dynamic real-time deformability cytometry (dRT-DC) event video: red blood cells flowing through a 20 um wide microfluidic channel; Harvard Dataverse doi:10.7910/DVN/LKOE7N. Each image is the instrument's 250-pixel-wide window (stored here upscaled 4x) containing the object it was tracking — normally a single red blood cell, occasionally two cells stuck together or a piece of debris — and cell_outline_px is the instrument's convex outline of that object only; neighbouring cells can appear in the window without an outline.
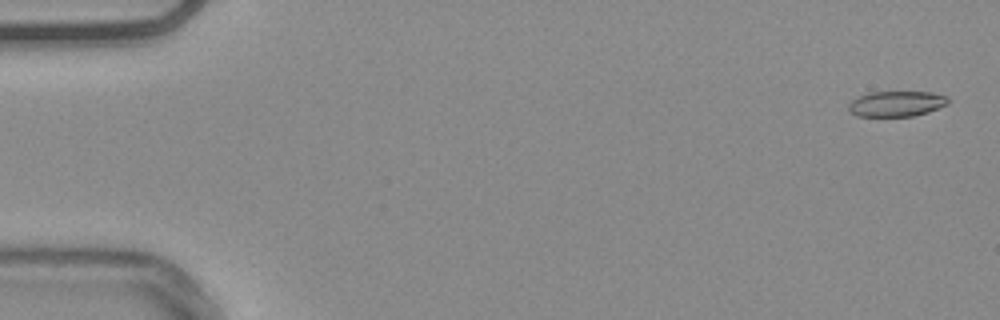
{"species": "common noctule bat (a hibernating species)", "species_latin": "Nyctalus noctula", "temperature_condition": "warm", "stored_images_in_passage": 15, "camera_frame_rate_fps": 3000, "um_per_image_px": 0.085, "animal": {"sex": "male", "body_mass_g": 20.4}, "frame": {"image": 1, "passage_image": 2, "time_ms": 0.333, "image_size_px": [1000, 320], "cell_outline_px": [[948, 104], [928, 112], [912, 116], [856, 116], [848, 112], [848, 104], [852, 100], [868, 92], [932, 92], [948, 96]], "centroid_in_image_um": [76.18, 8.82], "position_along_channel_um": 8.8, "area_um2": 14.85}}
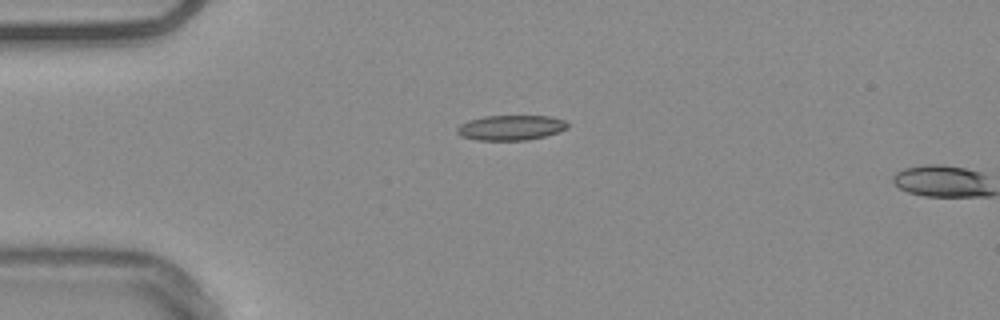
{"frame": {"image": 2, "passage_image": 14, "time_ms": 4.333, "image_size_px": [1000, 320], "cell_outline_px": [[568, 128], [544, 136], [528, 140], [476, 140], [460, 136], [456, 132], [456, 128], [460, 124], [468, 120], [484, 116], [548, 116], [564, 120], [568, 124]], "centroid_in_image_um": [43.37, 10.85], "position_along_channel_um": 41.6, "area_um2": 16.13}}